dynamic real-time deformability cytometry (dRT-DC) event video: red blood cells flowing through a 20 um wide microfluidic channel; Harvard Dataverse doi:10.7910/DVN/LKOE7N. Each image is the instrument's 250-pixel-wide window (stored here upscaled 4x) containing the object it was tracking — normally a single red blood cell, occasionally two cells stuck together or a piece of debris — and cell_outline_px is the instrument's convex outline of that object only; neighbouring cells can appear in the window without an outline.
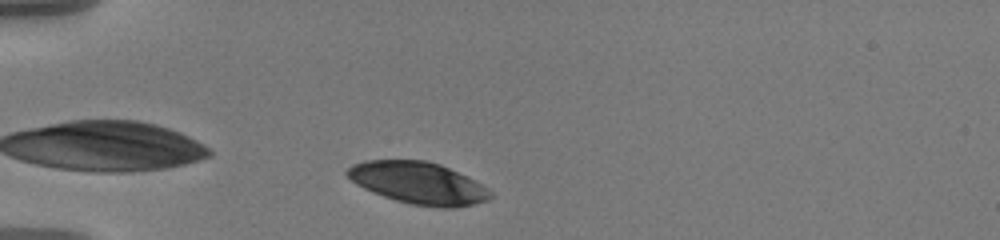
{"species": "human", "species_latin": "Homo sapiens", "temperature_condition": "warm", "stored_images_in_passage": 36, "camera_frame_rate_fps": 3000, "um_per_image_px": 0.085, "donor": {"sex": "male"}, "frame": {"image": 1, "passage_image": 3, "time_ms": 0.667, "image_size_px": [1000, 240], "cell_outline_px": [[492, 196], [488, 200], [456, 208], [440, 208], [412, 204], [396, 200], [372, 192], [356, 184], [344, 172], [352, 164], [364, 160], [424, 160], [440, 164], [484, 184], [492, 192]], "centroid_in_image_um": [35.57, 15.55], "position_along_channel_um": 49.4, "area_um2": 35.08}}
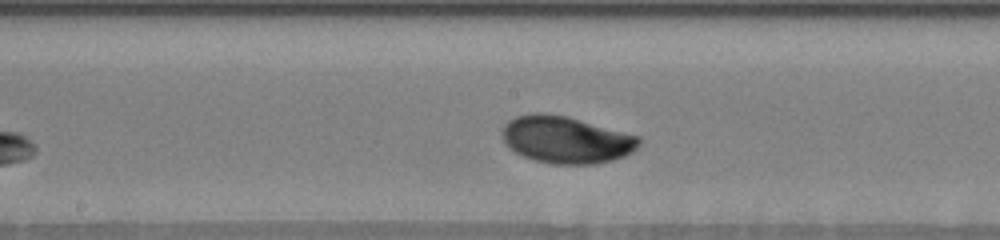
{"frame": {"image": 2, "passage_image": 18, "time_ms": 5.667, "image_size_px": [1000, 240], "cell_outline_px": [[640, 144], [632, 152], [624, 156], [612, 160], [592, 164], [552, 164], [536, 160], [524, 156], [516, 152], [504, 140], [500, 132], [504, 124], [508, 120], [516, 116], [532, 112], [544, 112], [568, 116], [640, 136]], "centroid_in_image_um": [48.11, 11.85], "position_along_channel_um": 200.1, "area_um2": 37.63}}
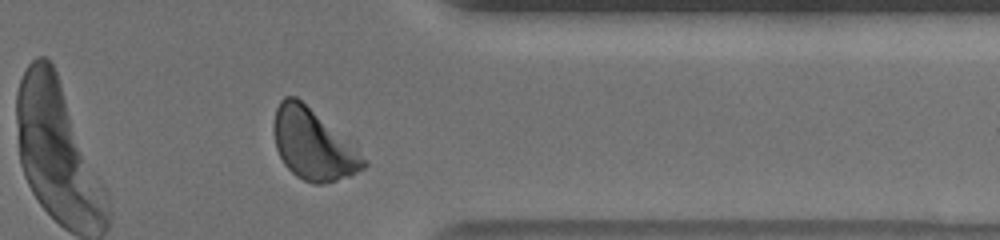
{"frame": {"image": 3, "passage_image": 34, "time_ms": 11.0, "image_size_px": [1000, 240], "cell_outline_px": [[368, 164], [364, 168], [348, 176], [324, 184], [316, 184], [304, 180], [296, 176], [284, 164], [276, 148], [272, 132], [272, 124], [276, 108], [280, 100], [284, 96], [296, 96], [356, 140]], "centroid_in_image_um": [26.67, 12.22], "position_along_channel_um": 384.7, "area_um2": 38.55}, "authors_computed_cell_mechanics": {"area_um2": 36.3562, "velocity_mm_per_s": 3.5391, "shape_relaxation_time_tau1_ms": 3.1765, "shape_relaxation_time_tau2_ms": null, "deformation_change_tau1": 0.1329, "deformation_change_tau2": null}}